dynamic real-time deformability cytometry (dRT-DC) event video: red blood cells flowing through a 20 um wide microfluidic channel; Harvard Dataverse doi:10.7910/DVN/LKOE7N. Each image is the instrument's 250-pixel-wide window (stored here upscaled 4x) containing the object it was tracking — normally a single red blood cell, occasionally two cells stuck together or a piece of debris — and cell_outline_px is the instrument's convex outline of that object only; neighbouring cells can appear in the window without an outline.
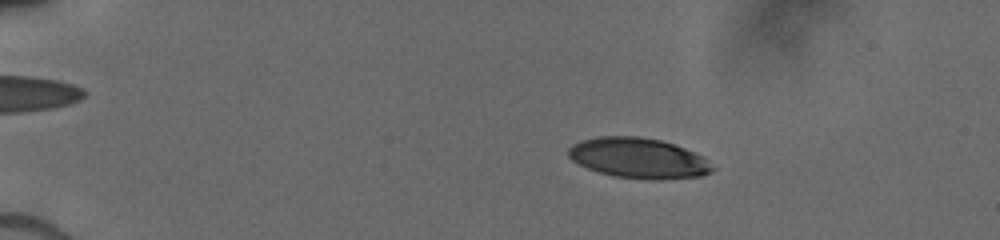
{"species": "human", "species_latin": "Homo sapiens", "temperature_condition": "cold", "stored_images_in_passage": 62, "camera_frame_rate_fps": 3000, "um_per_image_px": 0.085, "donor": {"sex": "male"}, "frame": {"image": 1, "passage_image": 13, "time_ms": 3.667, "image_size_px": [1000, 240], "cell_outline_px": [[716, 168], [712, 172], [704, 176], [660, 180], [652, 180], [612, 176], [596, 172], [572, 160], [568, 156], [568, 148], [572, 144], [580, 140], [596, 136], [640, 136], [660, 140], [684, 148], [704, 156]], "centroid_in_image_um": [54.29, 13.45], "position_along_channel_um": 30.7, "area_um2": 34.33}}
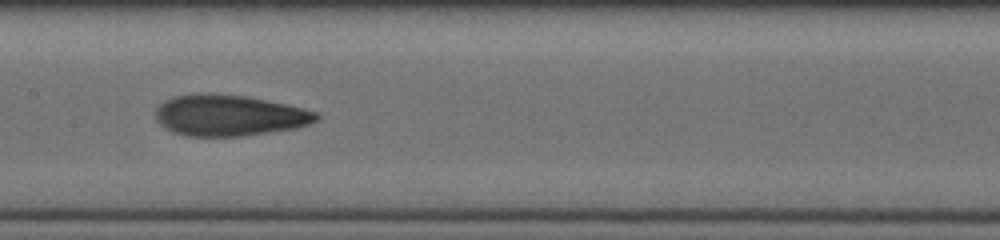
{"frame": {"image": 2, "passage_image": 34, "time_ms": 9.667, "image_size_px": [1000, 240], "cell_outline_px": [[320, 120], [296, 128], [240, 136], [188, 136], [172, 132], [164, 128], [156, 120], [156, 108], [164, 100], [172, 96], [196, 92], [212, 92], [244, 96], [304, 108], [320, 112]], "centroid_in_image_um": [19.45, 9.79], "position_along_channel_um": 187.9, "area_um2": 38.9}}
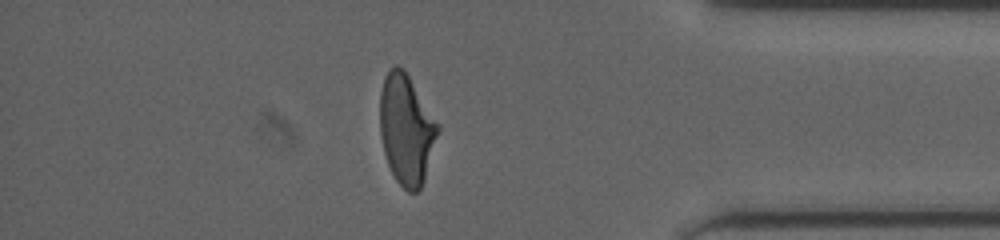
{"frame": {"image": 3, "passage_image": 54, "time_ms": 15.333, "image_size_px": [1000, 240], "cell_outline_px": [[440, 128], [424, 180], [420, 188], [416, 192], [408, 192], [396, 180], [388, 164], [384, 152], [380, 136], [380, 92], [384, 76], [396, 64], [404, 68], [440, 124]], "centroid_in_image_um": [34.55, 10.97], "position_along_channel_um": 400.7, "area_um2": 37.22}}